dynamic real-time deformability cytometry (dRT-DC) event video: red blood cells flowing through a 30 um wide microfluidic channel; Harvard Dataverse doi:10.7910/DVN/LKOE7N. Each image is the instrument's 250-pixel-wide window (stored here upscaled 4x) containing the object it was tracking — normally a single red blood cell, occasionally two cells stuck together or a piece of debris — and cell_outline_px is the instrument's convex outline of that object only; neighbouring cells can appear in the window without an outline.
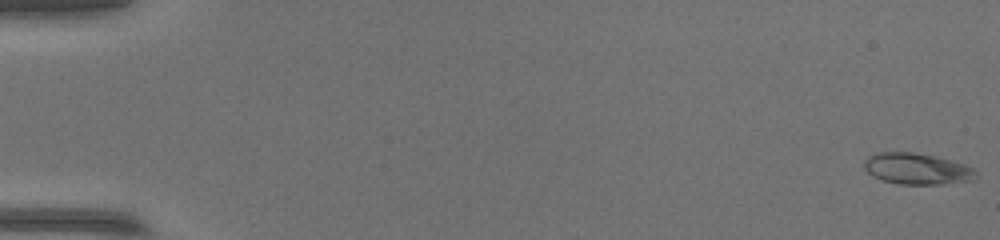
{"species": "common noctule bat (a hibernating species)", "species_latin": "Nyctalus noctula", "temperature_condition": "warm", "stored_images_in_passage": 54, "camera_frame_rate_fps": 3000, "um_per_image_px": 0.085, "animal": {"sex": "female", "body_mass_g": 17.0, "forearm_length_mm": 48.0}, "frame": {"image": 1, "passage_image": 1, "time_ms": 0.0, "image_size_px": [1000, 240], "cell_outline_px": [[980, 176], [972, 180], [940, 184], [900, 184], [884, 180], [872, 176], [864, 168], [864, 160], [868, 156], [880, 152], [912, 152], [932, 156], [964, 164], [972, 168]], "centroid_in_image_um": [77.93, 14.35], "position_along_channel_um": 7.1, "area_um2": 20.11}}
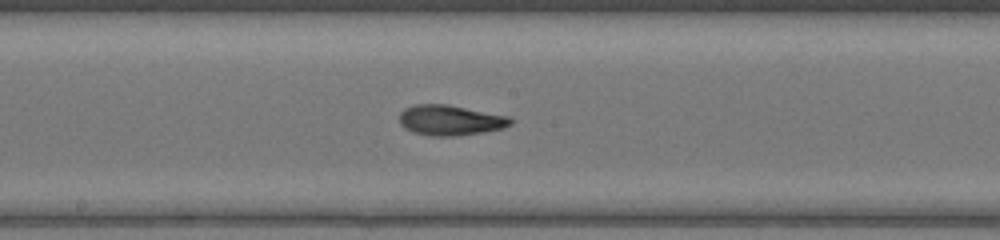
{"frame": {"image": 2, "passage_image": 30, "time_ms": 9.667, "image_size_px": [1000, 240], "cell_outline_px": [[512, 124], [504, 128], [484, 132], [456, 136], [428, 136], [412, 132], [404, 128], [400, 124], [400, 112], [404, 108], [416, 104], [448, 104], [512, 116]], "centroid_in_image_um": [38.3, 10.22], "position_along_channel_um": 209.9, "area_um2": 20.06}}
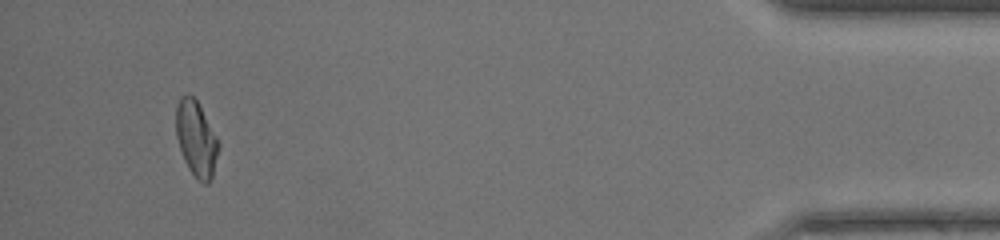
{"frame": {"image": 3, "passage_image": 51, "time_ms": 16.667, "image_size_px": [1000, 240], "cell_outline_px": [[220, 144], [212, 176], [208, 184], [204, 184], [196, 180], [188, 168], [184, 160], [176, 136], [176, 108], [180, 96], [188, 92], [196, 100], [216, 136]], "centroid_in_image_um": [16.66, 11.81], "position_along_channel_um": 418.5, "area_um2": 18.61}}